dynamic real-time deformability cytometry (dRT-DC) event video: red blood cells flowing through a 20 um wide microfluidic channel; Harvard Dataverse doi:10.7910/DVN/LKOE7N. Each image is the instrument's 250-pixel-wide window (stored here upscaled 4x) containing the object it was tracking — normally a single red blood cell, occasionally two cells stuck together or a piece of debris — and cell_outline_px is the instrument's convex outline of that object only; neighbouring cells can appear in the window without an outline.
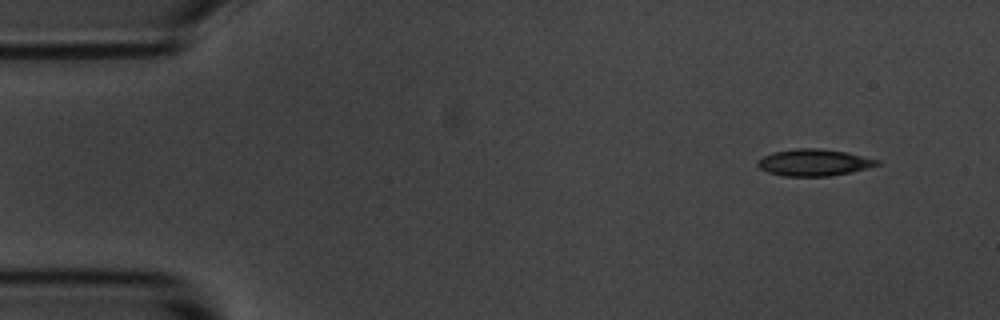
{"species": "common noctule bat (a hibernating species)", "species_latin": "Nyctalus noctula", "temperature_condition": "room temperature", "stored_images_in_passage": 4, "camera_frame_rate_fps": 3000, "um_per_image_px": 0.085, "animal": {"sex": "male", "body_mass_g": 20.1, "forearm_length_mm": 53.5}, "frame": {"image": 1, "passage_image": 1, "time_ms": 0.0, "image_size_px": [1000, 320], "cell_outline_px": [[880, 164], [868, 168], [852, 172], [832, 176], [784, 176], [768, 172], [760, 168], [756, 164], [756, 160], [772, 152], [796, 148], [820, 148], [848, 152], [880, 160]], "centroid_in_image_um": [69.2, 13.81], "position_along_channel_um": 15.8, "area_um2": 18.84}}
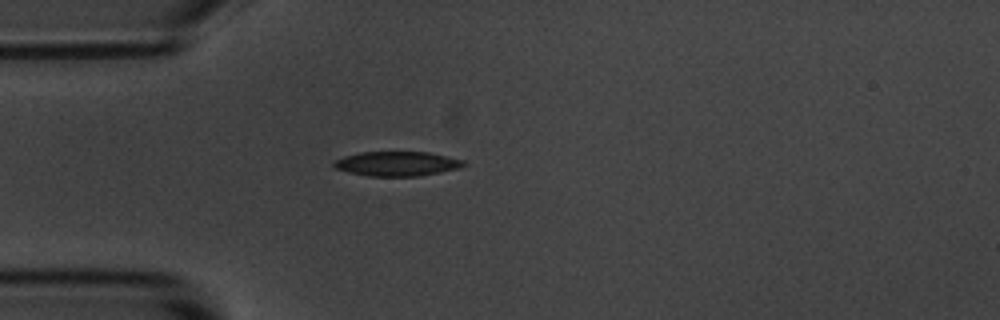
{"frame": {"image": 2, "passage_image": 4, "time_ms": 3.333, "image_size_px": [1000, 320], "cell_outline_px": [[464, 164], [456, 168], [440, 172], [420, 176], [368, 176], [348, 172], [336, 168], [332, 164], [336, 160], [344, 156], [360, 152], [428, 152], [464, 160]], "centroid_in_image_um": [33.7, 13.91], "position_along_channel_um": 51.3, "area_um2": 18.32}}